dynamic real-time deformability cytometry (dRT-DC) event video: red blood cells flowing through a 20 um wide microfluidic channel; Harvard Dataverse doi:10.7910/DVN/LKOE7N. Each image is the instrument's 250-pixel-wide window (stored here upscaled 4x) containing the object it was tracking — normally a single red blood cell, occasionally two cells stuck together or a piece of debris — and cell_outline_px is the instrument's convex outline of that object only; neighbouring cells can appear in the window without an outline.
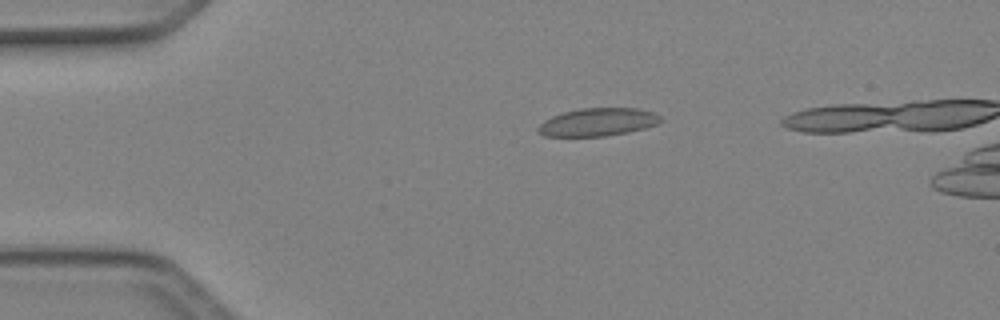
{"species": "Egyptian fruit bat (a non-hibernating species)", "species_latin": "Rousettus aegyptiacus", "temperature_condition": "cold", "stored_images_in_passage": 4, "camera_frame_rate_fps": 3000, "um_per_image_px": 0.085, "animal": {"sex": "female"}, "frame": {"image": 1, "passage_image": 2, "time_ms": 0.333, "image_size_px": [1000, 320], "cell_outline_px": [[664, 120], [656, 124], [644, 128], [628, 132], [604, 136], [544, 136], [536, 132], [536, 128], [544, 120], [552, 116], [564, 112], [580, 108], [636, 108], [652, 112], [660, 116]], "centroid_in_image_um": [50.78, 10.38], "position_along_channel_um": 34.2, "area_um2": 19.94}}